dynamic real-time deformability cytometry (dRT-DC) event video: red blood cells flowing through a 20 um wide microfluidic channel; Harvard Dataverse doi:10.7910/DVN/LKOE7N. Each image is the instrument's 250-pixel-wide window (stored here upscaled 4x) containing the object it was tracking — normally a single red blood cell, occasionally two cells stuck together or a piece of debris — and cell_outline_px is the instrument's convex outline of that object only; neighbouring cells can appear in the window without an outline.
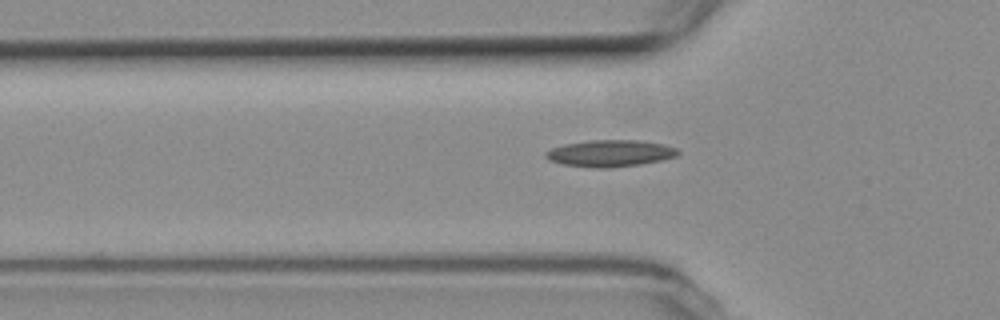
{"species": "common noctule bat (a hibernating species)", "species_latin": "Nyctalus noctula", "temperature_condition": "room temperature", "stored_images_in_passage": 38, "camera_frame_rate_fps": 3000, "um_per_image_px": 0.085, "animal": {"sex": "female", "body_mass_g": 19.3, "forearm_length_mm": 54.1}, "frame": {"image": 1, "passage_image": 5, "time_ms": 1.333, "image_size_px": [1000, 320], "cell_outline_px": [[680, 152], [676, 156], [660, 160], [640, 164], [612, 168], [596, 168], [564, 164], [548, 160], [544, 156], [544, 152], [552, 148], [564, 144], [592, 140], [640, 140], [664, 144], [676, 148]], "centroid_in_image_um": [51.85, 13.03], "position_along_channel_um": 74.0, "area_um2": 20.58}}
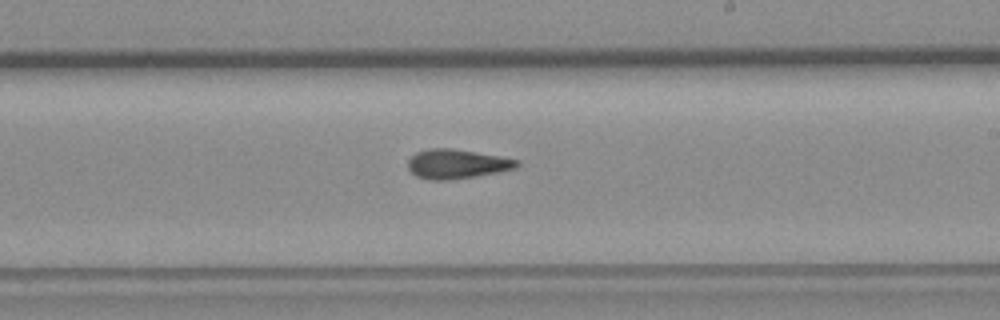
{"frame": {"image": 2, "passage_image": 19, "time_ms": 6.0, "image_size_px": [1000, 320], "cell_outline_px": [[520, 164], [516, 168], [496, 172], [448, 180], [428, 180], [416, 176], [408, 168], [408, 160], [416, 152], [428, 148], [452, 148], [500, 156], [520, 160]], "centroid_in_image_um": [38.81, 13.92], "position_along_channel_um": 250.2, "area_um2": 18.55}}
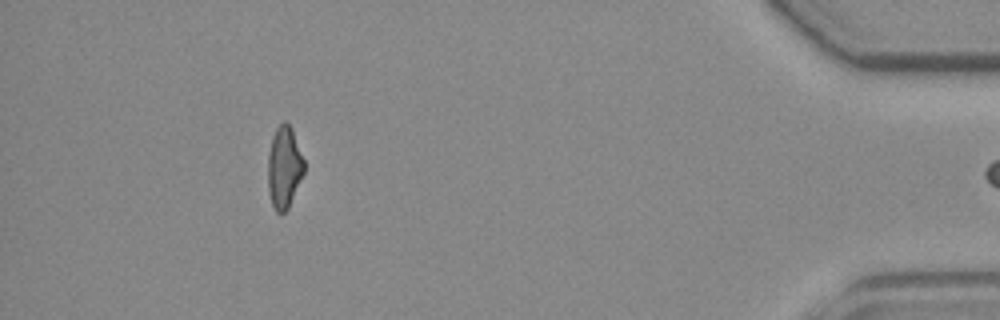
{"frame": {"image": 3, "passage_image": 37, "time_ms": 12.0, "image_size_px": [1000, 320], "cell_outline_px": [[304, 172], [288, 208], [280, 216], [276, 212], [272, 204], [268, 192], [268, 152], [272, 136], [276, 128], [284, 120], [292, 128], [304, 160]], "centroid_in_image_um": [24.14, 14.23], "position_along_channel_um": 411.1, "area_um2": 17.34}}